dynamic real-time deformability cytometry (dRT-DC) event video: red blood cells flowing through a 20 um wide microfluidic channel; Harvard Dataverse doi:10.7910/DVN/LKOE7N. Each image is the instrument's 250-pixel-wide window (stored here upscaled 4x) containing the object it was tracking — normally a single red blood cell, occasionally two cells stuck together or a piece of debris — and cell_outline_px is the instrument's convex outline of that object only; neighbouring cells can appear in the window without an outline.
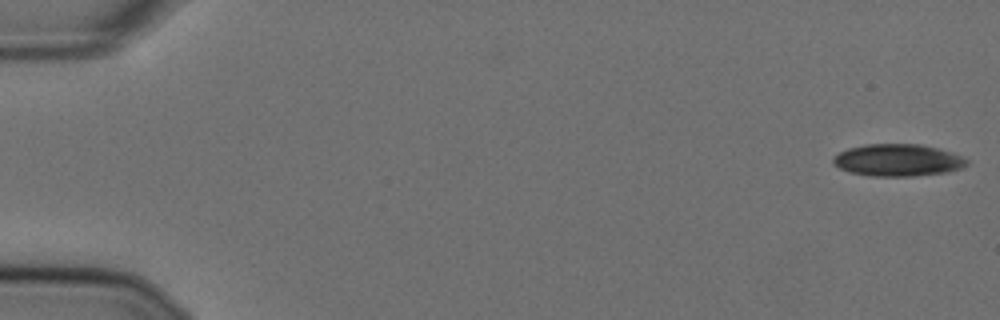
{"species": "Egyptian fruit bat (a non-hibernating species)", "species_latin": "Rousettus aegyptiacus", "temperature_condition": "cold", "stored_images_in_passage": 57, "camera_frame_rate_fps": 3000, "um_per_image_px": 0.085, "animal": {"sex": "female"}, "frame": {"image": 1, "passage_image": 1, "time_ms": 0.0, "image_size_px": [1000, 320], "cell_outline_px": [[968, 164], [960, 168], [944, 172], [912, 176], [868, 176], [848, 172], [832, 164], [832, 160], [840, 152], [848, 148], [864, 144], [920, 144], [952, 152], [968, 160]], "centroid_in_image_um": [76.27, 13.61], "position_along_channel_um": 8.7, "area_um2": 24.91}}
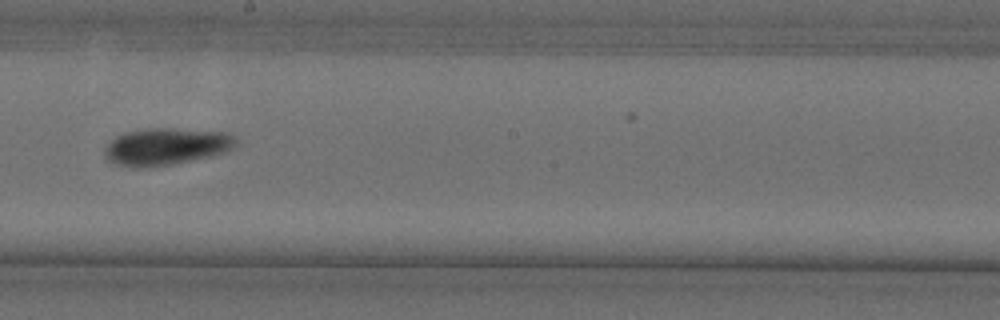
{"frame": {"image": 2, "passage_image": 33, "time_ms": 10.667, "image_size_px": [1000, 320], "cell_outline_px": [[236, 144], [232, 148], [224, 152], [212, 156], [172, 164], [148, 168], [132, 168], [116, 164], [108, 160], [104, 156], [104, 148], [116, 136], [124, 132], [144, 128], [172, 128], [224, 132], [236, 136]], "centroid_in_image_um": [14.09, 12.46], "position_along_channel_um": 234.1, "area_um2": 28.61}}
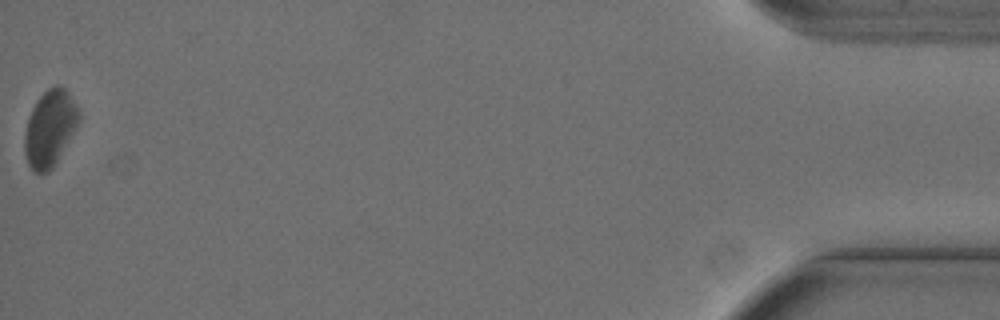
{"frame": {"image": 3, "passage_image": 57, "time_ms": 18.667, "image_size_px": [1000, 320], "cell_outline_px": [[80, 120], [52, 168], [48, 172], [36, 172], [28, 164], [24, 152], [24, 132], [28, 116], [36, 100], [48, 88], [56, 84], [64, 88], [68, 92], [76, 104], [80, 112]], "centroid_in_image_um": [4.22, 10.87], "position_along_channel_um": 431.0, "area_um2": 23.93}, "authors_computed_cell_mechanics": {"area_um2": 25.6632, "velocity_mm_per_s": 3.5993, "shape_relaxation_time_tau1_ms": 4.218, "shape_relaxation_time_tau2_ms": null, "deformation_change_tau1": 0.0907, "deformation_change_tau2": null}}